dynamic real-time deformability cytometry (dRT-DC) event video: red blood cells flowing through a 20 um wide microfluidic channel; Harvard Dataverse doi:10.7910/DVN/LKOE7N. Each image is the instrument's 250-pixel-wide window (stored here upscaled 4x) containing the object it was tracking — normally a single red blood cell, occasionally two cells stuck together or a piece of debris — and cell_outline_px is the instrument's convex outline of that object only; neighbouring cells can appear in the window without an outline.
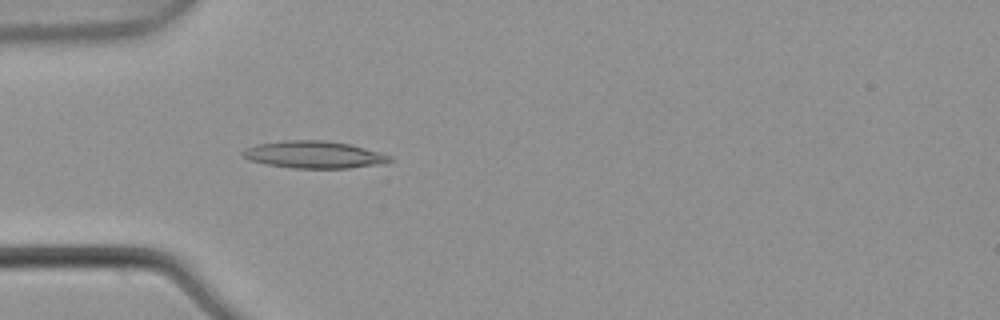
{"species": "common noctule bat (a hibernating species)", "species_latin": "Nyctalus noctula", "temperature_condition": "warm", "stored_images_in_passage": 5, "camera_frame_rate_fps": 3000, "um_per_image_px": 0.085, "animal": {"sex": "male", "body_mass_g": 21.5, "forearm_length_mm": 52.0}, "frame": {"image": 1, "passage_image": 5, "time_ms": 1.333, "image_size_px": [1000, 320], "cell_outline_px": [[396, 160], [388, 164], [348, 168], [292, 168], [268, 164], [248, 160], [240, 156], [240, 152], [244, 148], [256, 144], [284, 140], [324, 140], [352, 144], [380, 152], [392, 156]], "centroid_in_image_um": [26.73, 13.14], "position_along_channel_um": 58.3, "area_um2": 23.87}}